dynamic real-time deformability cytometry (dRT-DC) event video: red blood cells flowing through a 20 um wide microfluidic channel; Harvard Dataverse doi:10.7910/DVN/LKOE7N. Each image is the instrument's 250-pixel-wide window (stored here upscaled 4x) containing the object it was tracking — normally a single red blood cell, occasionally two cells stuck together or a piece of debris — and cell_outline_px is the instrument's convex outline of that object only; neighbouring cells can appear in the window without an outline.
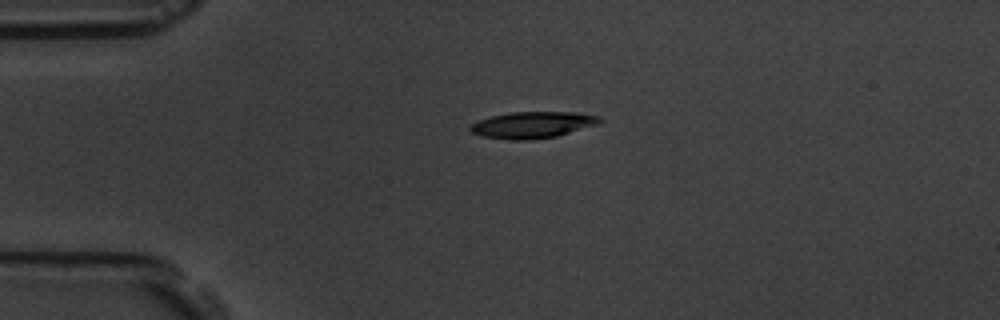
{"species": "common noctule bat (a hibernating species)", "species_latin": "Nyctalus noctula", "temperature_condition": "room temperature", "stored_images_in_passage": 1, "camera_frame_rate_fps": 3000, "um_per_image_px": 0.085, "animal": {"sex": "male", "body_mass_g": 19.5, "forearm_length_mm": 54.6}, "frame": {"image": 1, "passage_image": 1, "time_ms": 0.0, "image_size_px": [1000, 320], "cell_outline_px": [[604, 120], [600, 124], [556, 136], [532, 140], [512, 140], [484, 136], [472, 132], [468, 128], [472, 124], [480, 120], [492, 116], [512, 112], [576, 112], [600, 116]], "centroid_in_image_um": [45.34, 10.61], "position_along_channel_um": 39.7, "area_um2": 19.94}}